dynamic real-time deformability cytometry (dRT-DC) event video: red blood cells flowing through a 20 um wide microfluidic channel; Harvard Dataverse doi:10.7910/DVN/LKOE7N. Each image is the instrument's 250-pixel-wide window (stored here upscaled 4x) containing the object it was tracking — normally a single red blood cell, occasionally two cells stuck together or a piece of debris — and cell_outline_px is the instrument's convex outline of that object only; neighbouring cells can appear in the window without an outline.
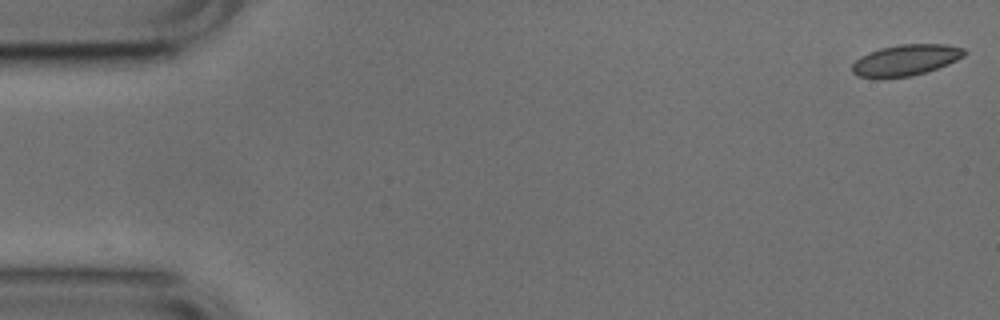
{"species": "common noctule bat (a hibernating species)", "species_latin": "Nyctalus noctula", "temperature_condition": "cold", "stored_images_in_passage": 53, "camera_frame_rate_fps": 3000, "um_per_image_px": 0.085, "animal": {"sex": "male", "body_mass_g": 17.9, "forearm_length_mm": 54.2}, "frame": {"image": 1, "passage_image": 1, "time_ms": 0.0, "image_size_px": [1000, 320], "cell_outline_px": [[968, 52], [964, 56], [948, 64], [912, 76], [860, 76], [852, 72], [852, 64], [860, 56], [868, 52], [880, 48], [900, 44], [948, 44], [964, 48]], "centroid_in_image_um": [77.03, 5.07], "position_along_channel_um": 8.0, "area_um2": 19.94}}
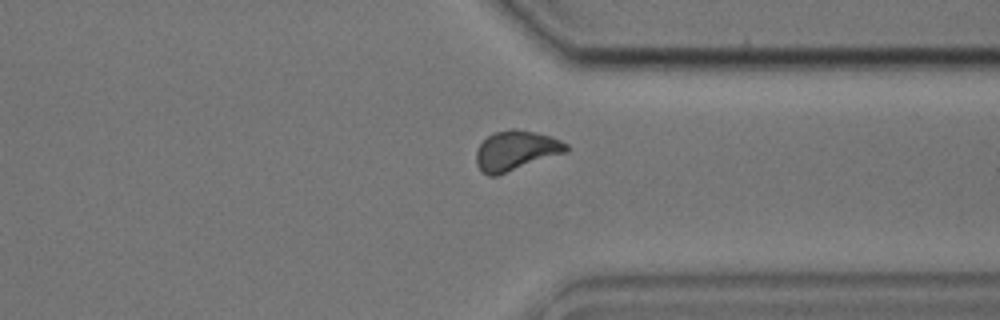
{"frame": {"image": 2, "passage_image": 40, "time_ms": 13.0, "image_size_px": [1000, 320], "cell_outline_px": [[568, 152], [496, 176], [488, 176], [480, 172], [476, 164], [476, 152], [480, 144], [492, 132], [508, 128], [512, 128], [536, 132], [552, 136], [568, 144]], "centroid_in_image_um": [43.85, 12.8], "position_along_channel_um": 367.6, "area_um2": 21.21}}
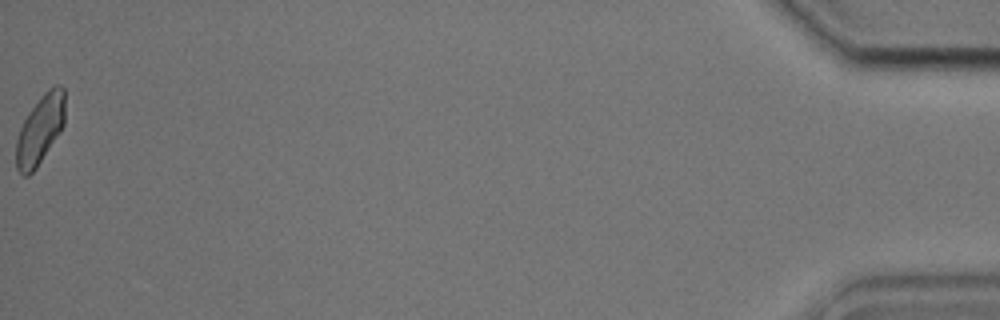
{"frame": {"image": 3, "passage_image": 53, "time_ms": 17.333, "image_size_px": [1000, 320], "cell_outline_px": [[64, 124], [60, 132], [36, 168], [28, 176], [24, 176], [16, 168], [16, 140], [20, 128], [28, 112], [40, 96], [48, 88], [56, 84], [60, 84], [64, 88]], "centroid_in_image_um": [3.4, 10.99], "position_along_channel_um": 431.8, "area_um2": 19.65}, "authors_computed_cell_mechanics": {"area_um2": 20.2878, "velocity_mm_per_s": 3.7665, "shape_relaxation_time_tau1_ms": 2.5467, "shape_relaxation_time_tau2_ms": 1.0807, "deformation_change_tau1": 0.072, "deformation_change_tau2": 0.0602}}